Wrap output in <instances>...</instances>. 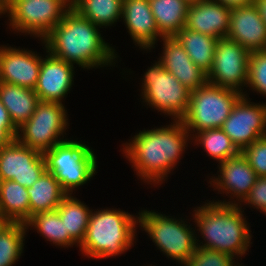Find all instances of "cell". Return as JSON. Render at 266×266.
<instances>
[{"label": "cell", "instance_id": "cell-30", "mask_svg": "<svg viewBox=\"0 0 266 266\" xmlns=\"http://www.w3.org/2000/svg\"><path fill=\"white\" fill-rule=\"evenodd\" d=\"M26 226L22 222H4L0 226V266H13L24 250Z\"/></svg>", "mask_w": 266, "mask_h": 266}, {"label": "cell", "instance_id": "cell-42", "mask_svg": "<svg viewBox=\"0 0 266 266\" xmlns=\"http://www.w3.org/2000/svg\"><path fill=\"white\" fill-rule=\"evenodd\" d=\"M4 223V221L0 220V226Z\"/></svg>", "mask_w": 266, "mask_h": 266}, {"label": "cell", "instance_id": "cell-38", "mask_svg": "<svg viewBox=\"0 0 266 266\" xmlns=\"http://www.w3.org/2000/svg\"><path fill=\"white\" fill-rule=\"evenodd\" d=\"M254 3L258 7L261 18L266 24V0H254Z\"/></svg>", "mask_w": 266, "mask_h": 266}, {"label": "cell", "instance_id": "cell-33", "mask_svg": "<svg viewBox=\"0 0 266 266\" xmlns=\"http://www.w3.org/2000/svg\"><path fill=\"white\" fill-rule=\"evenodd\" d=\"M241 153L258 177H266V136L245 147Z\"/></svg>", "mask_w": 266, "mask_h": 266}, {"label": "cell", "instance_id": "cell-23", "mask_svg": "<svg viewBox=\"0 0 266 266\" xmlns=\"http://www.w3.org/2000/svg\"><path fill=\"white\" fill-rule=\"evenodd\" d=\"M30 202V217L58 208L67 193L50 172L45 171L39 179L27 188Z\"/></svg>", "mask_w": 266, "mask_h": 266}, {"label": "cell", "instance_id": "cell-13", "mask_svg": "<svg viewBox=\"0 0 266 266\" xmlns=\"http://www.w3.org/2000/svg\"><path fill=\"white\" fill-rule=\"evenodd\" d=\"M46 171L43 153L17 139L0 148V181L13 180L30 188Z\"/></svg>", "mask_w": 266, "mask_h": 266}, {"label": "cell", "instance_id": "cell-5", "mask_svg": "<svg viewBox=\"0 0 266 266\" xmlns=\"http://www.w3.org/2000/svg\"><path fill=\"white\" fill-rule=\"evenodd\" d=\"M184 220L154 210H139L138 213L140 230L148 234L160 252L180 266L188 261L197 247L196 227L192 228L190 222Z\"/></svg>", "mask_w": 266, "mask_h": 266}, {"label": "cell", "instance_id": "cell-40", "mask_svg": "<svg viewBox=\"0 0 266 266\" xmlns=\"http://www.w3.org/2000/svg\"><path fill=\"white\" fill-rule=\"evenodd\" d=\"M7 0H0V8L6 3Z\"/></svg>", "mask_w": 266, "mask_h": 266}, {"label": "cell", "instance_id": "cell-11", "mask_svg": "<svg viewBox=\"0 0 266 266\" xmlns=\"http://www.w3.org/2000/svg\"><path fill=\"white\" fill-rule=\"evenodd\" d=\"M249 55L239 43L227 37L218 39L208 82L243 94L248 80Z\"/></svg>", "mask_w": 266, "mask_h": 266}, {"label": "cell", "instance_id": "cell-27", "mask_svg": "<svg viewBox=\"0 0 266 266\" xmlns=\"http://www.w3.org/2000/svg\"><path fill=\"white\" fill-rule=\"evenodd\" d=\"M64 222L65 233L81 244L84 240L92 209L72 194H67L56 209Z\"/></svg>", "mask_w": 266, "mask_h": 266}, {"label": "cell", "instance_id": "cell-8", "mask_svg": "<svg viewBox=\"0 0 266 266\" xmlns=\"http://www.w3.org/2000/svg\"><path fill=\"white\" fill-rule=\"evenodd\" d=\"M242 94L207 82L190 94L189 107L181 119L191 137L198 132L221 128Z\"/></svg>", "mask_w": 266, "mask_h": 266}, {"label": "cell", "instance_id": "cell-7", "mask_svg": "<svg viewBox=\"0 0 266 266\" xmlns=\"http://www.w3.org/2000/svg\"><path fill=\"white\" fill-rule=\"evenodd\" d=\"M71 8L67 0H7L0 8V17L7 15L12 31L41 41Z\"/></svg>", "mask_w": 266, "mask_h": 266}, {"label": "cell", "instance_id": "cell-28", "mask_svg": "<svg viewBox=\"0 0 266 266\" xmlns=\"http://www.w3.org/2000/svg\"><path fill=\"white\" fill-rule=\"evenodd\" d=\"M25 226L28 231L29 229L37 230L40 236L61 248L79 246L69 233H65L64 222H62L57 210L37 213L25 222Z\"/></svg>", "mask_w": 266, "mask_h": 266}, {"label": "cell", "instance_id": "cell-31", "mask_svg": "<svg viewBox=\"0 0 266 266\" xmlns=\"http://www.w3.org/2000/svg\"><path fill=\"white\" fill-rule=\"evenodd\" d=\"M247 87L253 93L266 96V50L250 52Z\"/></svg>", "mask_w": 266, "mask_h": 266}, {"label": "cell", "instance_id": "cell-26", "mask_svg": "<svg viewBox=\"0 0 266 266\" xmlns=\"http://www.w3.org/2000/svg\"><path fill=\"white\" fill-rule=\"evenodd\" d=\"M71 6L101 29L111 27L122 19L123 0H75Z\"/></svg>", "mask_w": 266, "mask_h": 266}, {"label": "cell", "instance_id": "cell-32", "mask_svg": "<svg viewBox=\"0 0 266 266\" xmlns=\"http://www.w3.org/2000/svg\"><path fill=\"white\" fill-rule=\"evenodd\" d=\"M237 261L226 253L197 246L183 266H238L240 263Z\"/></svg>", "mask_w": 266, "mask_h": 266}, {"label": "cell", "instance_id": "cell-36", "mask_svg": "<svg viewBox=\"0 0 266 266\" xmlns=\"http://www.w3.org/2000/svg\"><path fill=\"white\" fill-rule=\"evenodd\" d=\"M223 4L229 8H237L241 6H247L254 3V0H213Z\"/></svg>", "mask_w": 266, "mask_h": 266}, {"label": "cell", "instance_id": "cell-21", "mask_svg": "<svg viewBox=\"0 0 266 266\" xmlns=\"http://www.w3.org/2000/svg\"><path fill=\"white\" fill-rule=\"evenodd\" d=\"M0 101L18 129L30 119L40 99L33 89L0 82Z\"/></svg>", "mask_w": 266, "mask_h": 266}, {"label": "cell", "instance_id": "cell-41", "mask_svg": "<svg viewBox=\"0 0 266 266\" xmlns=\"http://www.w3.org/2000/svg\"><path fill=\"white\" fill-rule=\"evenodd\" d=\"M67 1L72 4L75 0H67Z\"/></svg>", "mask_w": 266, "mask_h": 266}, {"label": "cell", "instance_id": "cell-6", "mask_svg": "<svg viewBox=\"0 0 266 266\" xmlns=\"http://www.w3.org/2000/svg\"><path fill=\"white\" fill-rule=\"evenodd\" d=\"M82 141L66 139L43 153L50 172L67 194L88 183L98 169L94 150Z\"/></svg>", "mask_w": 266, "mask_h": 266}, {"label": "cell", "instance_id": "cell-35", "mask_svg": "<svg viewBox=\"0 0 266 266\" xmlns=\"http://www.w3.org/2000/svg\"><path fill=\"white\" fill-rule=\"evenodd\" d=\"M17 132L13 123H0V148L16 139Z\"/></svg>", "mask_w": 266, "mask_h": 266}, {"label": "cell", "instance_id": "cell-25", "mask_svg": "<svg viewBox=\"0 0 266 266\" xmlns=\"http://www.w3.org/2000/svg\"><path fill=\"white\" fill-rule=\"evenodd\" d=\"M174 37L193 63L208 74L212 68L218 39L187 28H183Z\"/></svg>", "mask_w": 266, "mask_h": 266}, {"label": "cell", "instance_id": "cell-37", "mask_svg": "<svg viewBox=\"0 0 266 266\" xmlns=\"http://www.w3.org/2000/svg\"><path fill=\"white\" fill-rule=\"evenodd\" d=\"M0 123H13L5 106L0 101Z\"/></svg>", "mask_w": 266, "mask_h": 266}, {"label": "cell", "instance_id": "cell-4", "mask_svg": "<svg viewBox=\"0 0 266 266\" xmlns=\"http://www.w3.org/2000/svg\"><path fill=\"white\" fill-rule=\"evenodd\" d=\"M137 228L138 214L120 208L92 209L79 251L91 259L121 256L136 243Z\"/></svg>", "mask_w": 266, "mask_h": 266}, {"label": "cell", "instance_id": "cell-14", "mask_svg": "<svg viewBox=\"0 0 266 266\" xmlns=\"http://www.w3.org/2000/svg\"><path fill=\"white\" fill-rule=\"evenodd\" d=\"M217 165L218 176H211L208 183L214 188L213 191L217 190V194H226L230 201L226 199L212 201L225 205H240L258 177L256 172L241 152Z\"/></svg>", "mask_w": 266, "mask_h": 266}, {"label": "cell", "instance_id": "cell-20", "mask_svg": "<svg viewBox=\"0 0 266 266\" xmlns=\"http://www.w3.org/2000/svg\"><path fill=\"white\" fill-rule=\"evenodd\" d=\"M231 8L213 0L189 4L184 28L220 39L227 37Z\"/></svg>", "mask_w": 266, "mask_h": 266}, {"label": "cell", "instance_id": "cell-12", "mask_svg": "<svg viewBox=\"0 0 266 266\" xmlns=\"http://www.w3.org/2000/svg\"><path fill=\"white\" fill-rule=\"evenodd\" d=\"M221 129L241 152L260 137L266 136V102H251L247 90L244 91Z\"/></svg>", "mask_w": 266, "mask_h": 266}, {"label": "cell", "instance_id": "cell-29", "mask_svg": "<svg viewBox=\"0 0 266 266\" xmlns=\"http://www.w3.org/2000/svg\"><path fill=\"white\" fill-rule=\"evenodd\" d=\"M191 143L201 145L204 151L220 164L221 162L237 156L240 151L221 128H214L195 133Z\"/></svg>", "mask_w": 266, "mask_h": 266}, {"label": "cell", "instance_id": "cell-34", "mask_svg": "<svg viewBox=\"0 0 266 266\" xmlns=\"http://www.w3.org/2000/svg\"><path fill=\"white\" fill-rule=\"evenodd\" d=\"M244 205L264 213L266 210V177H257L249 194L239 206L243 207Z\"/></svg>", "mask_w": 266, "mask_h": 266}, {"label": "cell", "instance_id": "cell-18", "mask_svg": "<svg viewBox=\"0 0 266 266\" xmlns=\"http://www.w3.org/2000/svg\"><path fill=\"white\" fill-rule=\"evenodd\" d=\"M121 20L135 46H139L141 50L151 52L155 44L163 38L156 25L149 0H123Z\"/></svg>", "mask_w": 266, "mask_h": 266}, {"label": "cell", "instance_id": "cell-22", "mask_svg": "<svg viewBox=\"0 0 266 266\" xmlns=\"http://www.w3.org/2000/svg\"><path fill=\"white\" fill-rule=\"evenodd\" d=\"M29 218L27 188L13 180L0 181V220L25 223Z\"/></svg>", "mask_w": 266, "mask_h": 266}, {"label": "cell", "instance_id": "cell-3", "mask_svg": "<svg viewBox=\"0 0 266 266\" xmlns=\"http://www.w3.org/2000/svg\"><path fill=\"white\" fill-rule=\"evenodd\" d=\"M243 209L239 205H225L211 200L195 207L191 220L197 227L196 232H200L196 234L197 246L242 260L241 257L249 252L252 244V231ZM200 236L202 241L199 240Z\"/></svg>", "mask_w": 266, "mask_h": 266}, {"label": "cell", "instance_id": "cell-15", "mask_svg": "<svg viewBox=\"0 0 266 266\" xmlns=\"http://www.w3.org/2000/svg\"><path fill=\"white\" fill-rule=\"evenodd\" d=\"M43 44L45 50V58L41 55V67L38 77V82L34 89L40 101L44 102H64L68 92L74 83L75 66L52 56Z\"/></svg>", "mask_w": 266, "mask_h": 266}, {"label": "cell", "instance_id": "cell-1", "mask_svg": "<svg viewBox=\"0 0 266 266\" xmlns=\"http://www.w3.org/2000/svg\"><path fill=\"white\" fill-rule=\"evenodd\" d=\"M191 142L190 132L181 120L169 125L140 130L129 142L123 143L122 154L134 167L137 178L147 185L161 186L181 161Z\"/></svg>", "mask_w": 266, "mask_h": 266}, {"label": "cell", "instance_id": "cell-39", "mask_svg": "<svg viewBox=\"0 0 266 266\" xmlns=\"http://www.w3.org/2000/svg\"><path fill=\"white\" fill-rule=\"evenodd\" d=\"M188 4H194V3H198L201 1H206V0H185Z\"/></svg>", "mask_w": 266, "mask_h": 266}, {"label": "cell", "instance_id": "cell-19", "mask_svg": "<svg viewBox=\"0 0 266 266\" xmlns=\"http://www.w3.org/2000/svg\"><path fill=\"white\" fill-rule=\"evenodd\" d=\"M162 55L158 61L191 92L205 85L207 73L193 63L183 46L175 37H163Z\"/></svg>", "mask_w": 266, "mask_h": 266}, {"label": "cell", "instance_id": "cell-10", "mask_svg": "<svg viewBox=\"0 0 266 266\" xmlns=\"http://www.w3.org/2000/svg\"><path fill=\"white\" fill-rule=\"evenodd\" d=\"M65 108V104L40 101L30 119L18 128L16 139L41 153L66 140L69 116Z\"/></svg>", "mask_w": 266, "mask_h": 266}, {"label": "cell", "instance_id": "cell-9", "mask_svg": "<svg viewBox=\"0 0 266 266\" xmlns=\"http://www.w3.org/2000/svg\"><path fill=\"white\" fill-rule=\"evenodd\" d=\"M141 85L143 104L170 116L172 120H181L187 113L191 91L163 68L157 60L144 72Z\"/></svg>", "mask_w": 266, "mask_h": 266}, {"label": "cell", "instance_id": "cell-17", "mask_svg": "<svg viewBox=\"0 0 266 266\" xmlns=\"http://www.w3.org/2000/svg\"><path fill=\"white\" fill-rule=\"evenodd\" d=\"M227 38L249 52L266 50V24L255 3L231 9Z\"/></svg>", "mask_w": 266, "mask_h": 266}, {"label": "cell", "instance_id": "cell-2", "mask_svg": "<svg viewBox=\"0 0 266 266\" xmlns=\"http://www.w3.org/2000/svg\"><path fill=\"white\" fill-rule=\"evenodd\" d=\"M100 27L70 9L43 39L47 51L81 69L115 67V47L105 41Z\"/></svg>", "mask_w": 266, "mask_h": 266}, {"label": "cell", "instance_id": "cell-24", "mask_svg": "<svg viewBox=\"0 0 266 266\" xmlns=\"http://www.w3.org/2000/svg\"><path fill=\"white\" fill-rule=\"evenodd\" d=\"M149 4L162 37H174L184 28L189 7L185 0H149Z\"/></svg>", "mask_w": 266, "mask_h": 266}, {"label": "cell", "instance_id": "cell-16", "mask_svg": "<svg viewBox=\"0 0 266 266\" xmlns=\"http://www.w3.org/2000/svg\"><path fill=\"white\" fill-rule=\"evenodd\" d=\"M41 54L25 48L0 45V82L35 89Z\"/></svg>", "mask_w": 266, "mask_h": 266}]
</instances>
